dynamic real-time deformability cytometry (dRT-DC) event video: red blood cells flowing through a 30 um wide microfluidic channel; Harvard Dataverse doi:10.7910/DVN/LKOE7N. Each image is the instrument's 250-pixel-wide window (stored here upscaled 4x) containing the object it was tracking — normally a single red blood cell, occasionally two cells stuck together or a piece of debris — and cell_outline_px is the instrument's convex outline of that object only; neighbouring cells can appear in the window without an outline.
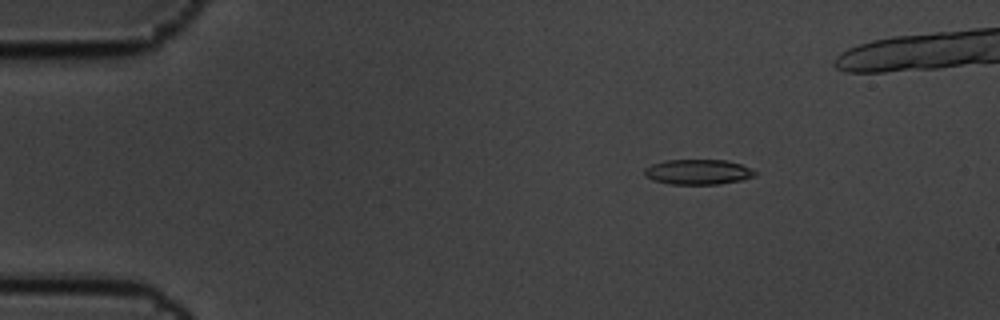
{"species": "common noctule bat (a hibernating species)", "species_latin": "Nyctalus noctula", "temperature_condition": "cold", "stored_images_in_passage": 11, "camera_frame_rate_fps": 3000, "um_per_image_px": 0.085, "animal": {"sex": "male", "body_mass_g": 19.5, "forearm_length_mm": 54.6}, "frame": {"image": 1, "passage_image": 2, "time_ms": 0.333, "image_size_px": [1000, 320], "cell_outline_px": [[756, 176], [740, 180], [720, 184], [668, 184], [652, 180], [644, 176], [644, 168], [652, 164], [664, 160], [724, 160], [740, 164], [756, 172]], "centroid_in_image_um": [59.27, 14.62], "position_along_channel_um": 25.7, "area_um2": 16.18}}
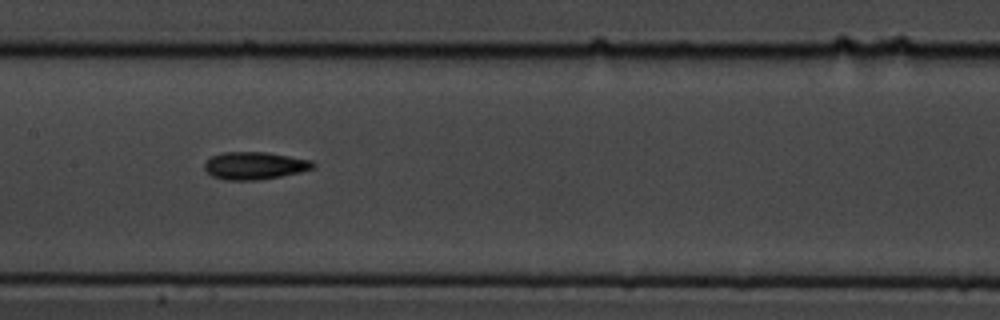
{"frame": {"image": 2, "passage_image": 8, "time_ms": 2.333, "image_size_px": [1000, 320], "cell_outline_px": [[316, 168], [300, 172], [280, 176], [256, 180], [228, 180], [212, 176], [204, 168], [204, 164], [212, 156], [220, 152], [268, 152], [312, 160], [316, 164]], "centroid_in_image_um": [21.68, 14.07], "position_along_channel_um": 185.7, "area_um2": 17.46}}
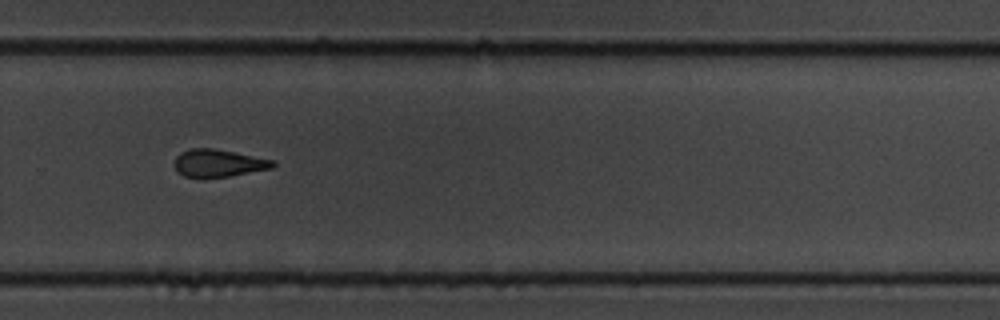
{"frame": {"image": 3, "passage_image": 11, "time_ms": 3.333, "image_size_px": [1000, 320], "cell_outline_px": [[276, 164], [272, 168], [228, 176], [204, 180], [200, 180], [184, 176], [176, 172], [176, 156], [180, 152], [192, 148], [212, 148], [236, 152], [276, 160]], "centroid_in_image_um": [18.55, 13.89], "position_along_channel_um": 311.2, "area_um2": 16.24}}